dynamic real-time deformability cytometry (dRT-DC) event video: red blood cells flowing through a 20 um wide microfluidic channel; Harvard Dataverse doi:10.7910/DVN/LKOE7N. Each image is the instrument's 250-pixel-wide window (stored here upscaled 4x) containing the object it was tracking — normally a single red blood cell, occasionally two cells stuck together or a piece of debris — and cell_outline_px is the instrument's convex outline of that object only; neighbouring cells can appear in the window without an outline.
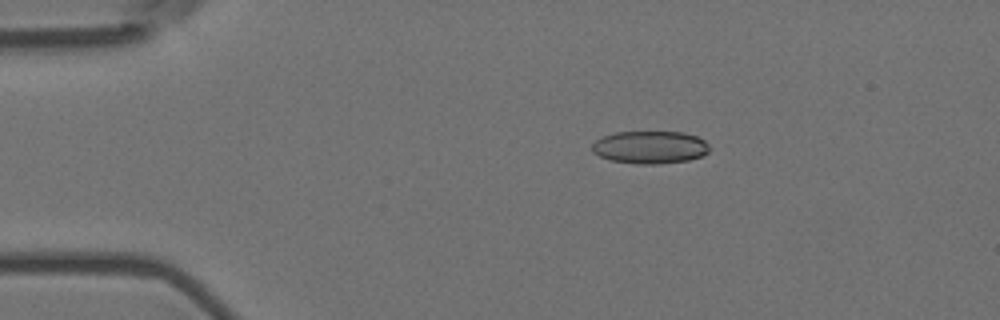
{"species": "Egyptian fruit bat (a non-hibernating species)", "species_latin": "Rousettus aegyptiacus", "temperature_condition": "room temperature", "stored_images_in_passage": 4, "camera_frame_rate_fps": 3000, "um_per_image_px": 0.085, "animal": {"sex": "female"}, "frame": {"image": 1, "passage_image": 3, "time_ms": 0.667, "image_size_px": [1000, 320], "cell_outline_px": [[708, 152], [700, 156], [688, 160], [656, 164], [636, 164], [612, 160], [600, 156], [592, 152], [592, 144], [596, 140], [604, 136], [616, 132], [684, 132], [696, 136], [704, 140], [708, 144]], "centroid_in_image_um": [55.24, 12.51], "position_along_channel_um": 29.8, "area_um2": 22.2}}